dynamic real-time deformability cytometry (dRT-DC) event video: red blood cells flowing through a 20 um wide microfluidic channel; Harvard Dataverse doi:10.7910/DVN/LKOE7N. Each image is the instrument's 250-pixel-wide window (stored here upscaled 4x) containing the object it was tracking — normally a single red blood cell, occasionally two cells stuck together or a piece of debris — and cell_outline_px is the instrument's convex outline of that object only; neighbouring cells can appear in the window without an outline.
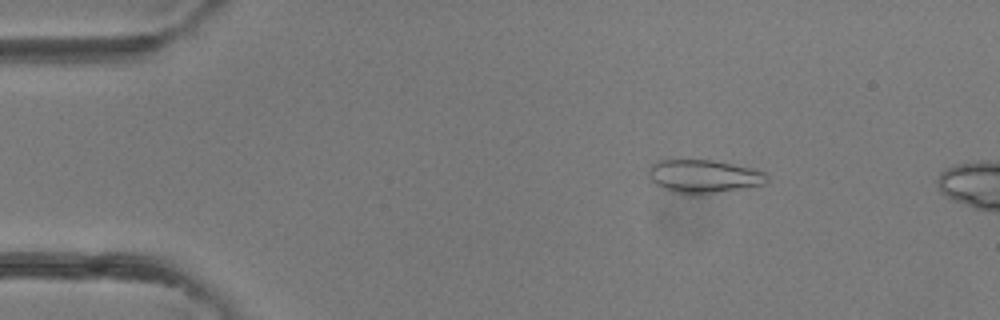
{"species": "common noctule bat (a hibernating species)", "species_latin": "Nyctalus noctula", "temperature_condition": "room temperature", "stored_images_in_passage": 11, "camera_frame_rate_fps": 3000, "um_per_image_px": 0.085, "animal": {"sex": "female"}, "frame": {"image": 1, "passage_image": 7, "time_ms": 2.0, "image_size_px": [1000, 320], "cell_outline_px": [[768, 180], [764, 184], [696, 196], [692, 196], [672, 192], [652, 184], [648, 172], [648, 168], [656, 160], [712, 160], [752, 168], [764, 172], [768, 176]], "centroid_in_image_um": [59.75, 15.01], "position_along_channel_um": 25.2, "area_um2": 23.24}}